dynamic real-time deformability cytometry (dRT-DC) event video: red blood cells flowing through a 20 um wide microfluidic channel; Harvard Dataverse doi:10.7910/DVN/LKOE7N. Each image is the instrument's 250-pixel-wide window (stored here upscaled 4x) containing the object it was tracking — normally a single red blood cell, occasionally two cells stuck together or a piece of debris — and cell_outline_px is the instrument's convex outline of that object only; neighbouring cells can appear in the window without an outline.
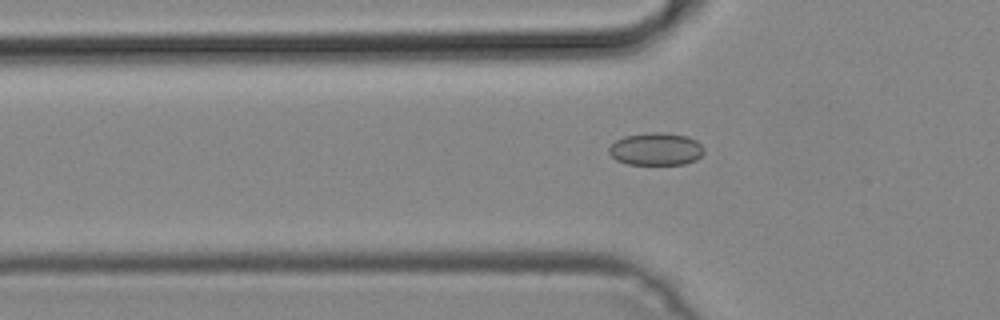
{"species": "common noctule bat (a hibernating species)", "species_latin": "Nyctalus noctula", "temperature_condition": "cold", "stored_images_in_passage": 50, "camera_frame_rate_fps": 3000, "um_per_image_px": 0.085, "animal": {"sex": "male", "body_mass_g": 19.2, "forearm_length_mm": 51.8}, "frame": {"image": 1, "passage_image": 17, "time_ms": 5.333, "image_size_px": [1000, 320], "cell_outline_px": [[704, 152], [696, 160], [684, 164], [628, 164], [616, 160], [608, 152], [608, 148], [616, 140], [624, 136], [652, 132], [664, 132], [688, 136], [696, 140], [704, 148]], "centroid_in_image_um": [55.76, 12.66], "position_along_channel_um": 70.0, "area_um2": 18.09}}
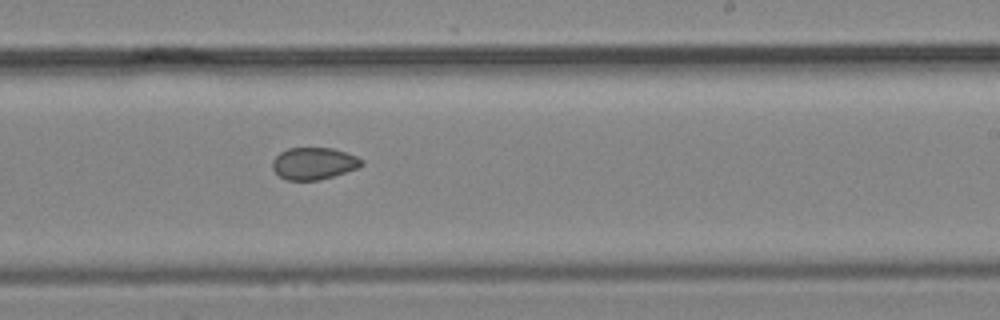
{"frame": {"image": 2, "passage_image": 31, "time_ms": 10.0, "image_size_px": [1000, 320], "cell_outline_px": [[364, 164], [356, 168], [332, 176], [316, 180], [288, 180], [280, 176], [272, 168], [272, 160], [280, 152], [288, 148], [332, 148], [356, 156], [364, 160]], "centroid_in_image_um": [26.65, 13.88], "position_along_channel_um": 262.3, "area_um2": 16.42}}
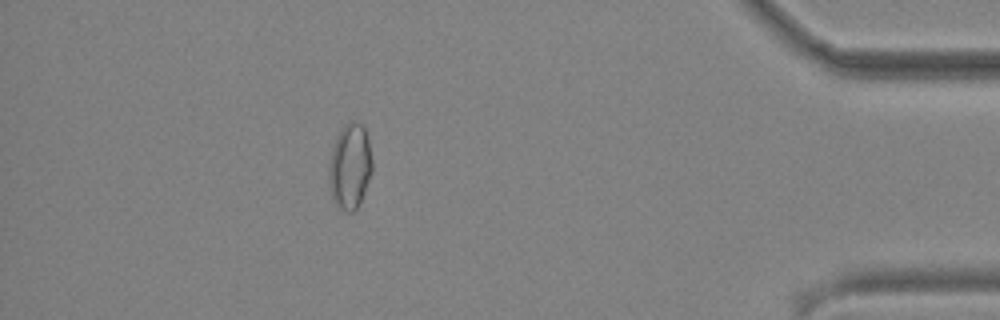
{"frame": {"image": 3, "passage_image": 45, "time_ms": 14.667, "image_size_px": [1000, 320], "cell_outline_px": [[372, 172], [360, 204], [352, 212], [344, 212], [332, 200], [328, 184], [328, 168], [332, 148], [336, 136], [344, 124], [352, 120], [364, 124], [368, 140], [372, 160]], "centroid_in_image_um": [29.73, 14.14], "position_along_channel_um": 405.5, "area_um2": 22.02}}